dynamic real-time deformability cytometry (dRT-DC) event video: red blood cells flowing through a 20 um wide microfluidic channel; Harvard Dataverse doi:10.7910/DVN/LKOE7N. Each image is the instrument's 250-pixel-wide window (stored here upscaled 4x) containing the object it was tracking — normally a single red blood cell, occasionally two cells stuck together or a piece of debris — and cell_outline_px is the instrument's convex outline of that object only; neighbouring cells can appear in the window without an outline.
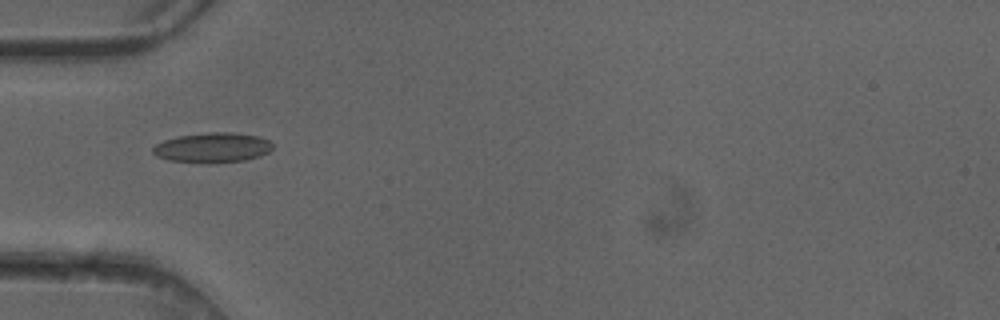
{"species": "common noctule bat (a hibernating species)", "species_latin": "Nyctalus noctula", "temperature_condition": "cold", "stored_images_in_passage": 4, "camera_frame_rate_fps": 3000, "um_per_image_px": 0.085, "animal": {"sex": "female"}, "frame": {"image": 1, "passage_image": 4, "time_ms": 1.0, "image_size_px": [1000, 320], "cell_outline_px": [[272, 148], [268, 152], [260, 156], [244, 160], [212, 164], [208, 164], [168, 160], [156, 156], [152, 152], [152, 148], [156, 144], [164, 140], [180, 136], [208, 132], [232, 132], [260, 136], [268, 140], [272, 144]], "centroid_in_image_um": [18.06, 12.56], "position_along_channel_um": 66.9, "area_um2": 21.1}}